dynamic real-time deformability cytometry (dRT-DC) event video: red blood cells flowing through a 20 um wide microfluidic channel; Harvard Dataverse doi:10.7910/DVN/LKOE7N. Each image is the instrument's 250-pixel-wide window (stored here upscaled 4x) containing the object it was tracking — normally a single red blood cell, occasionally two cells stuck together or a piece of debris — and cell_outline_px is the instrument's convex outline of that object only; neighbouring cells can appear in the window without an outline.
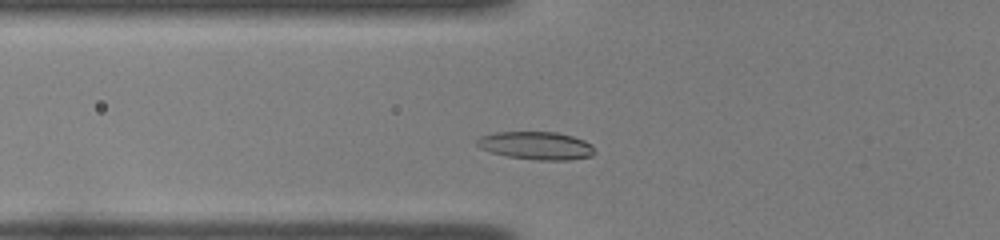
{"species": "common noctule bat (a hibernating species)", "species_latin": "Nyctalus noctula", "temperature_condition": "room temperature", "stored_images_in_passage": 38, "camera_frame_rate_fps": 3000, "um_per_image_px": 0.085, "animal": {"sex": "female", "body_mass_g": 22.0, "forearm_length_mm": 56.7}, "frame": {"image": 1, "passage_image": 6, "time_ms": 1.667, "image_size_px": [1000, 240], "cell_outline_px": [[596, 152], [592, 156], [568, 160], [536, 160], [508, 156], [492, 152], [480, 148], [476, 144], [476, 140], [480, 136], [496, 132], [556, 132], [572, 136], [584, 140], [592, 144]], "centroid_in_image_um": [45.6, 12.37], "position_along_channel_um": 80.2, "area_um2": 19.19}}
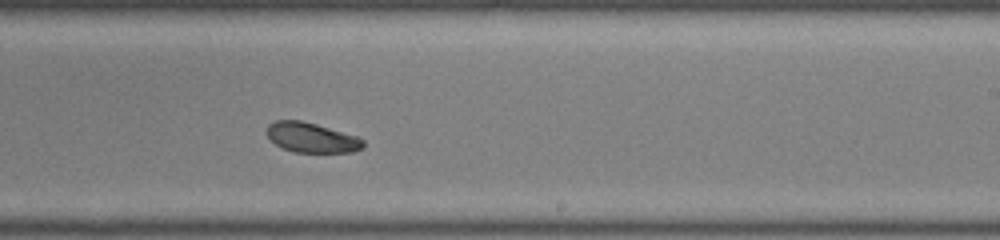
{"frame": {"image": 2, "passage_image": 20, "time_ms": 6.333, "image_size_px": [1000, 240], "cell_outline_px": [[364, 148], [352, 152], [292, 152], [276, 144], [268, 136], [268, 124], [276, 120], [300, 120], [316, 124], [356, 136], [364, 140]], "centroid_in_image_um": [26.5, 11.7], "position_along_channel_um": 262.5, "area_um2": 16.59}}
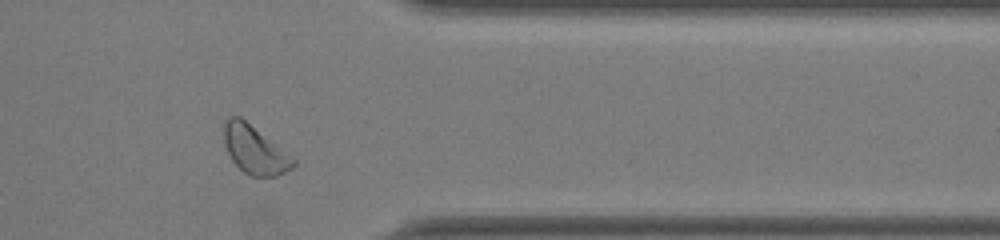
{"frame": {"image": 3, "passage_image": 30, "time_ms": 9.667, "image_size_px": [1000, 240], "cell_outline_px": [[296, 164], [292, 168], [276, 176], [252, 176], [244, 172], [232, 160], [224, 144], [224, 120], [228, 116], [240, 116], [296, 160]], "centroid_in_image_um": [21.62, 12.72], "position_along_channel_um": 389.8, "area_um2": 19.13}, "authors_computed_cell_mechanics": {"area_um2": 17.8891, "velocity_mm_per_s": 3.9299, "shape_relaxation_time_tau1_ms": 1.2702, "shape_relaxation_time_tau2_ms": 5.3335, "deformation_change_tau1": 0.0666, "deformation_change_tau2": 0.1072}}